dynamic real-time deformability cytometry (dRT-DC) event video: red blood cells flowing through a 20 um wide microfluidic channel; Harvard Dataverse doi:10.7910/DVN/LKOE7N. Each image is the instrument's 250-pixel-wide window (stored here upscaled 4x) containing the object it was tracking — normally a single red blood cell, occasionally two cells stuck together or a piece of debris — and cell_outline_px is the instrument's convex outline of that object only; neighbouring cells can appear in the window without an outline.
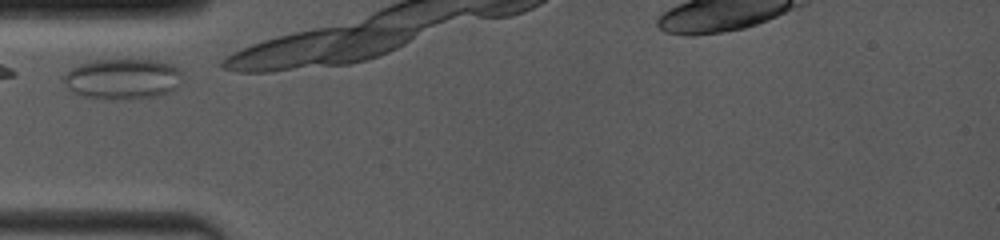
{"species": "common noctule bat (a hibernating species)", "species_latin": "Nyctalus noctula", "temperature_condition": "room temperature", "stored_images_in_passage": 45, "camera_frame_rate_fps": 4000, "um_per_image_px": 0.085, "animal": {"sex": "female", "body_mass_g": 19.0, "forearm_length_mm": 53.3}, "frame": {"image": 1, "passage_image": 1, "time_ms": 0.0, "image_size_px": [1000, 240], "cell_outline_px": [[180, 84], [176, 88], [168, 92], [156, 96], [120, 100], [84, 96], [72, 92], [64, 84], [64, 76], [72, 68], [80, 64], [96, 60], [160, 60], [172, 64], [180, 72]], "centroid_in_image_um": [10.43, 6.71], "position_along_channel_um": 74.6, "area_um2": 27.86}}